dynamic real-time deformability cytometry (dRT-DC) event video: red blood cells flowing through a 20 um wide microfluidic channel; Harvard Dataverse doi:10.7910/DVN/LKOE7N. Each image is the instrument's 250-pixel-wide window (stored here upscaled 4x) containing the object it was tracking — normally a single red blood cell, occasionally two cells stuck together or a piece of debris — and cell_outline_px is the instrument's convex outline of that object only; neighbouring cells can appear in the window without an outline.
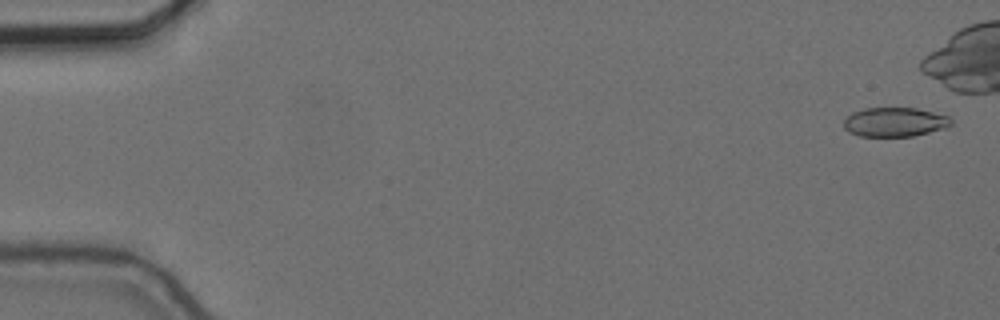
{"species": "common noctule bat (a hibernating species)", "species_latin": "Nyctalus noctula", "temperature_condition": "cold", "stored_images_in_passage": 11, "camera_frame_rate_fps": 3000, "um_per_image_px": 0.085, "animal": {"sex": "female", "body_mass_g": 24.6, "forearm_length_mm": 56.2}, "frame": {"image": 1, "passage_image": 2, "time_ms": 0.333, "image_size_px": [1000, 320], "cell_outline_px": [[952, 124], [948, 128], [912, 136], [860, 136], [848, 132], [844, 128], [844, 120], [852, 112], [864, 108], [916, 108], [948, 116], [952, 120]], "centroid_in_image_um": [76.06, 10.38], "position_along_channel_um": 8.9, "area_um2": 18.32}}